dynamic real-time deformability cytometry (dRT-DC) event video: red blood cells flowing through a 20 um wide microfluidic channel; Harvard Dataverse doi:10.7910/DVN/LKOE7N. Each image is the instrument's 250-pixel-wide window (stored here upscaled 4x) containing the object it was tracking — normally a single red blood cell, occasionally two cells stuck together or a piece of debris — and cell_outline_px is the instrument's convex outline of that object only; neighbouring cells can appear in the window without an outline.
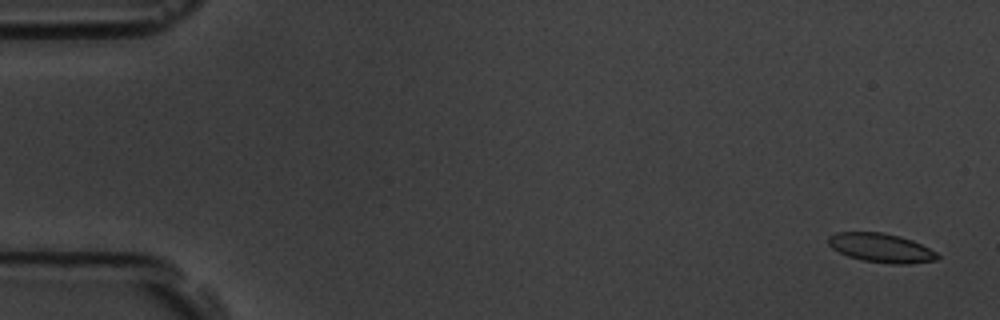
{"species": "common noctule bat (a hibernating species)", "species_latin": "Nyctalus noctula", "temperature_condition": "room temperature", "stored_images_in_passage": 5, "camera_frame_rate_fps": 3000, "um_per_image_px": 0.085, "animal": {"sex": "male", "body_mass_g": 19.5, "forearm_length_mm": 54.6}, "frame": {"image": 1, "passage_image": 1, "time_ms": 0.0, "image_size_px": [1000, 320], "cell_outline_px": [[940, 256], [936, 260], [908, 264], [892, 264], [860, 260], [848, 256], [832, 248], [828, 244], [828, 236], [836, 232], [884, 232], [900, 236], [912, 240], [936, 252]], "centroid_in_image_um": [74.87, 21.07], "position_along_channel_um": 10.1, "area_um2": 18.5}}
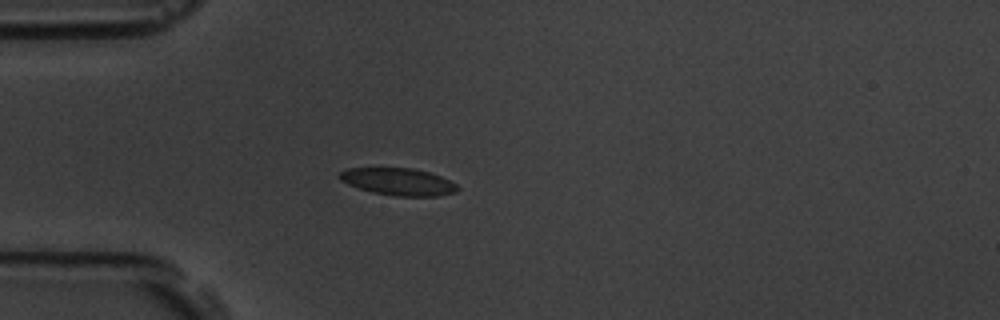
{"frame": {"image": 2, "passage_image": 5, "time_ms": 4.667, "image_size_px": [1000, 320], "cell_outline_px": [[460, 188], [456, 192], [440, 196], [396, 196], [372, 192], [348, 184], [340, 180], [336, 176], [340, 172], [348, 168], [412, 168], [428, 172], [440, 176], [456, 184]], "centroid_in_image_um": [33.85, 15.44], "position_along_channel_um": 51.1, "area_um2": 18.67}}